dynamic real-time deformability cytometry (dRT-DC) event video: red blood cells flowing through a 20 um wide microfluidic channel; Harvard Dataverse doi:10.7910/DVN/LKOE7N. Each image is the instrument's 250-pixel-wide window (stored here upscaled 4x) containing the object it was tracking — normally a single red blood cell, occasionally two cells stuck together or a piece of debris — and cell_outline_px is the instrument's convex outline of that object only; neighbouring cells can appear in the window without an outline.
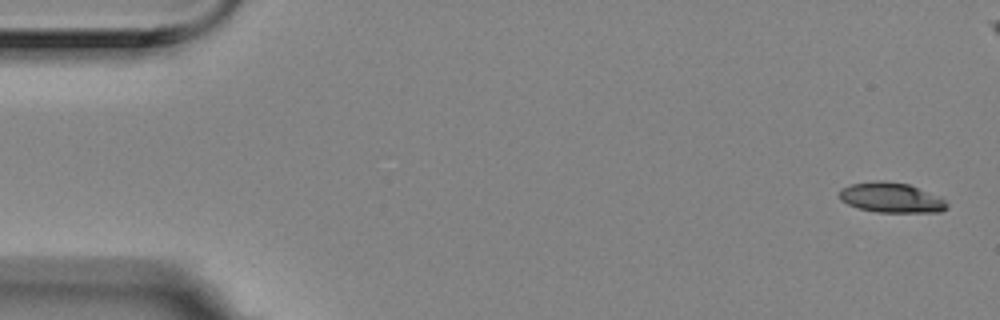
{"species": "Egyptian fruit bat (a non-hibernating species)", "species_latin": "Rousettus aegyptiacus", "temperature_condition": "room temperature", "stored_images_in_passage": 5, "camera_frame_rate_fps": 3000, "um_per_image_px": 0.085, "animal": {"sex": "female"}, "frame": {"image": 1, "passage_image": 1, "time_ms": 0.0, "image_size_px": [1000, 320], "cell_outline_px": [[948, 208], [940, 212], [876, 212], [860, 208], [848, 204], [840, 200], [840, 188], [852, 184], [876, 180], [884, 180], [908, 184], [940, 196], [948, 204]], "centroid_in_image_um": [75.77, 16.79], "position_along_channel_um": 9.2, "area_um2": 18.84}}